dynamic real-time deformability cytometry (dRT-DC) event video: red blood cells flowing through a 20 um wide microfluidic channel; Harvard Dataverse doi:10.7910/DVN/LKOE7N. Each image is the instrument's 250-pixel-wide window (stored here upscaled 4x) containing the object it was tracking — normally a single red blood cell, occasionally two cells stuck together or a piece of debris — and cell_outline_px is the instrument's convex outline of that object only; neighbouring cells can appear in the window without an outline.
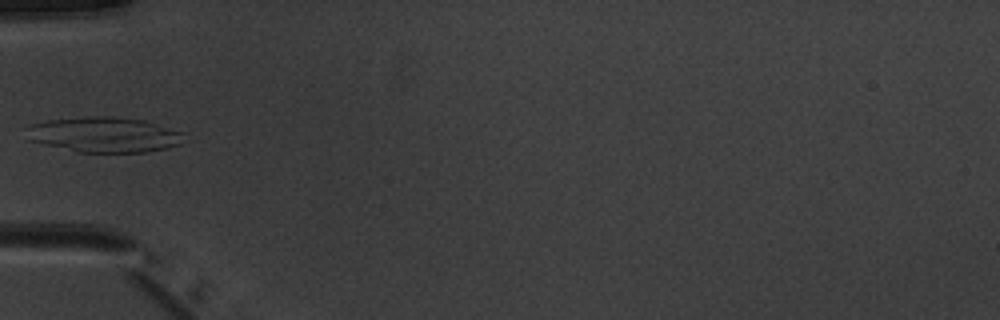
{"species": "common noctule bat (a hibernating species)", "species_latin": "Nyctalus noctula", "temperature_condition": "warm", "stored_images_in_passage": 4, "camera_frame_rate_fps": 3000, "um_per_image_px": 0.085, "animal": {"sex": "male", "body_mass_g": 20.1, "forearm_length_mm": 53.5}, "frame": {"image": 1, "passage_image": 4, "time_ms": 3.333, "image_size_px": [1000, 320], "cell_outline_px": [[184, 132], [180, 144], [168, 148], [148, 152], [76, 152], [28, 140], [20, 128], [28, 124], [48, 120], [84, 116], [112, 116], [144, 120]], "centroid_in_image_um": [8.76, 11.44], "position_along_channel_um": 76.2, "area_um2": 33.0}}